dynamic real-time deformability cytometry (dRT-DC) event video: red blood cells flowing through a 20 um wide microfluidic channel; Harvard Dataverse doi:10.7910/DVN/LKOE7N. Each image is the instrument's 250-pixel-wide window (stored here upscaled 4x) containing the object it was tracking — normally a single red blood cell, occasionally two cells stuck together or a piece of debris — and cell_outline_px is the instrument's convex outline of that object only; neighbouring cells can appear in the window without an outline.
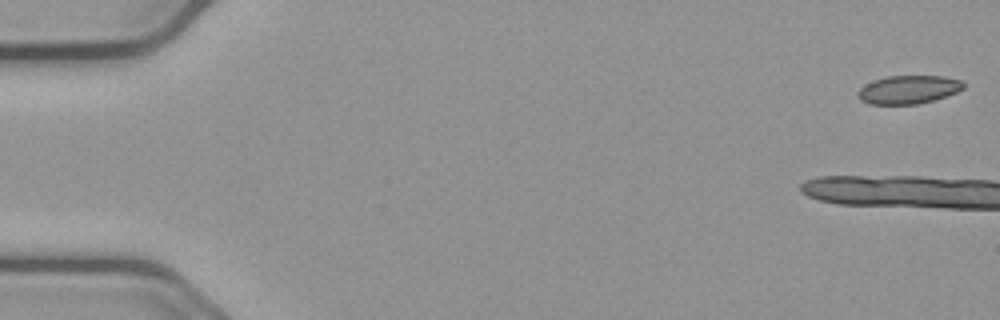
{"species": "common noctule bat (a hibernating species)", "species_latin": "Nyctalus noctula", "temperature_condition": "cold", "stored_images_in_passage": 14, "camera_frame_rate_fps": 3000, "um_per_image_px": 0.085, "animal": {"sex": "male", "body_mass_g": 23.1, "forearm_length_mm": 52.7}, "frame": {"image": 1, "passage_image": 1, "time_ms": 0.0, "image_size_px": [1000, 320], "cell_outline_px": [[964, 88], [956, 92], [932, 100], [916, 104], [868, 104], [860, 100], [856, 96], [856, 92], [860, 88], [876, 80], [888, 76], [944, 76], [964, 80]], "centroid_in_image_um": [77.22, 7.61], "position_along_channel_um": 7.8, "area_um2": 17.34}}